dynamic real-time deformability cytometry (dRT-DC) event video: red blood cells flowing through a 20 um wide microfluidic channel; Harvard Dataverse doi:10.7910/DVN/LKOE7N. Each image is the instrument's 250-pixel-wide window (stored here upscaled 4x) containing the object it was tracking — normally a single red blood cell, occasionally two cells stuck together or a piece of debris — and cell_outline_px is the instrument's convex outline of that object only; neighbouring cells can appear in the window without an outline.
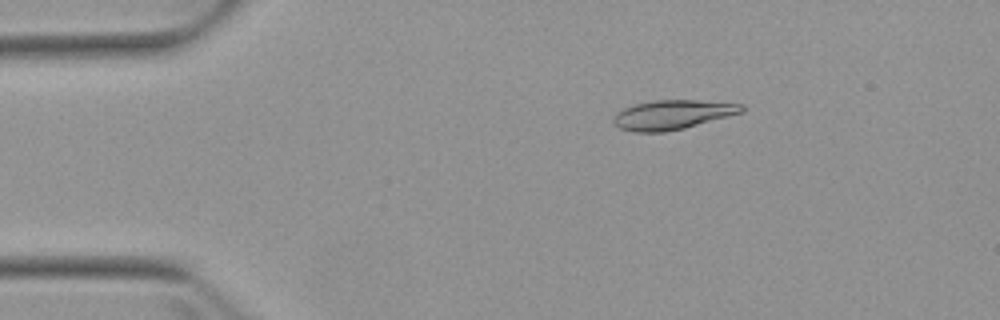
{"species": "Egyptian fruit bat (a non-hibernating species)", "species_latin": "Rousettus aegyptiacus", "temperature_condition": "warm", "stored_images_in_passage": 6, "camera_frame_rate_fps": 3000, "um_per_image_px": 0.085, "animal": {"sex": "female"}, "frame": {"image": 1, "passage_image": 3, "time_ms": 2.333, "image_size_px": [1000, 320], "cell_outline_px": [[744, 112], [684, 128], [664, 132], [632, 132], [620, 128], [612, 120], [616, 112], [624, 108], [636, 104], [656, 100], [696, 100], [744, 104]], "centroid_in_image_um": [57.17, 9.75], "position_along_channel_um": 27.8, "area_um2": 21.85}}
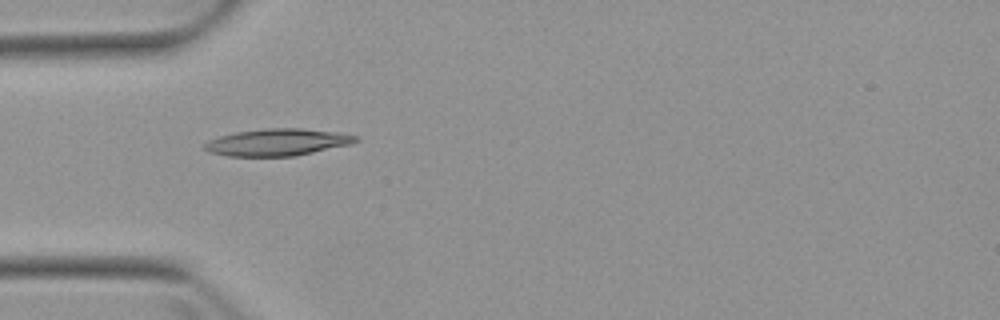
{"frame": {"image": 2, "passage_image": 5, "time_ms": 4.667, "image_size_px": [1000, 320], "cell_outline_px": [[360, 140], [352, 144], [296, 156], [228, 156], [208, 152], [204, 148], [204, 144], [208, 140], [220, 136], [236, 132], [268, 128], [300, 128], [336, 132], [360, 136]], "centroid_in_image_um": [23.62, 12.09], "position_along_channel_um": 61.4, "area_um2": 23.87}}
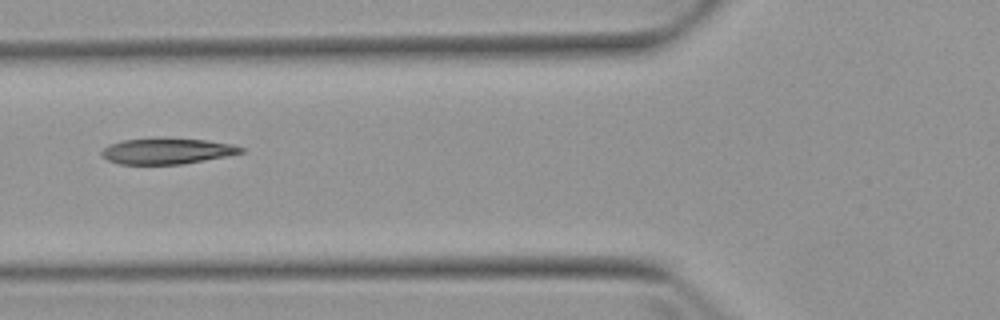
{"frame": {"image": 3, "passage_image": 6, "time_ms": 6.0, "image_size_px": [1000, 320], "cell_outline_px": [[244, 152], [228, 156], [184, 164], [120, 164], [108, 160], [100, 156], [100, 152], [108, 144], [124, 140], [156, 136], [204, 140], [232, 144], [244, 148]], "centroid_in_image_um": [14.17, 12.82], "position_along_channel_um": 111.6, "area_um2": 21.56}}